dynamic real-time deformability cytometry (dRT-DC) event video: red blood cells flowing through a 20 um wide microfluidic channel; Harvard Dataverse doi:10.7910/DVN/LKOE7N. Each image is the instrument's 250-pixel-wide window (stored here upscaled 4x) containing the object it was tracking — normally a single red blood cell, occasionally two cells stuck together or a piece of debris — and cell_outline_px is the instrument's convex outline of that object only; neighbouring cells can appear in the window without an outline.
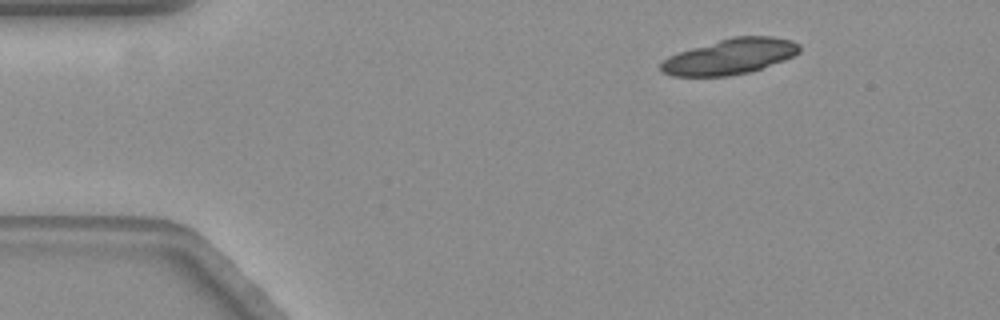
{"species": "common noctule bat (a hibernating species)", "species_latin": "Nyctalus noctula", "temperature_condition": "warm", "stored_images_in_passage": 5, "camera_frame_rate_fps": 3000, "um_per_image_px": 0.085, "animal": {"sex": "female", "body_mass_g": 19.3, "forearm_length_mm": 54.1}, "frame": {"image": 1, "passage_image": 1, "time_ms": 0.0, "image_size_px": [1000, 320], "cell_outline_px": [[800, 52], [784, 60], [748, 72], [728, 76], [672, 76], [660, 72], [660, 64], [668, 56], [692, 48], [732, 36], [772, 36], [792, 40], [800, 44]], "centroid_in_image_um": [62.04, 4.8], "position_along_channel_um": 23.0, "area_um2": 28.55}}